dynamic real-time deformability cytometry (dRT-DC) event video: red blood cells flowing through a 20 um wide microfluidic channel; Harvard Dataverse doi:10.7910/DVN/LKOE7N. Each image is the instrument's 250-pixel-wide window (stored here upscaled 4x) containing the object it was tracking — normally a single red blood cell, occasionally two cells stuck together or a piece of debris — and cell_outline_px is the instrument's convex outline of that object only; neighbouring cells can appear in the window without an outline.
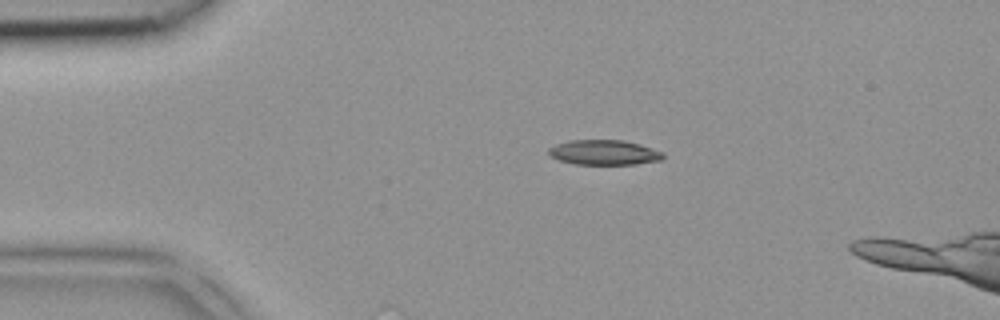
{"species": "common noctule bat (a hibernating species)", "species_latin": "Nyctalus noctula", "temperature_condition": "room temperature", "stored_images_in_passage": 3, "camera_frame_rate_fps": 3000, "um_per_image_px": 0.085, "animal": {"sex": "female", "body_mass_g": 18.4}, "frame": {"image": 1, "passage_image": 1, "time_ms": 0.0, "image_size_px": [1000, 320], "cell_outline_px": [[664, 156], [660, 160], [636, 164], [576, 164], [560, 160], [552, 156], [548, 152], [548, 148], [556, 144], [568, 140], [624, 140], [640, 144], [664, 152]], "centroid_in_image_um": [51.36, 12.95], "position_along_channel_um": 33.6, "area_um2": 16.59}}